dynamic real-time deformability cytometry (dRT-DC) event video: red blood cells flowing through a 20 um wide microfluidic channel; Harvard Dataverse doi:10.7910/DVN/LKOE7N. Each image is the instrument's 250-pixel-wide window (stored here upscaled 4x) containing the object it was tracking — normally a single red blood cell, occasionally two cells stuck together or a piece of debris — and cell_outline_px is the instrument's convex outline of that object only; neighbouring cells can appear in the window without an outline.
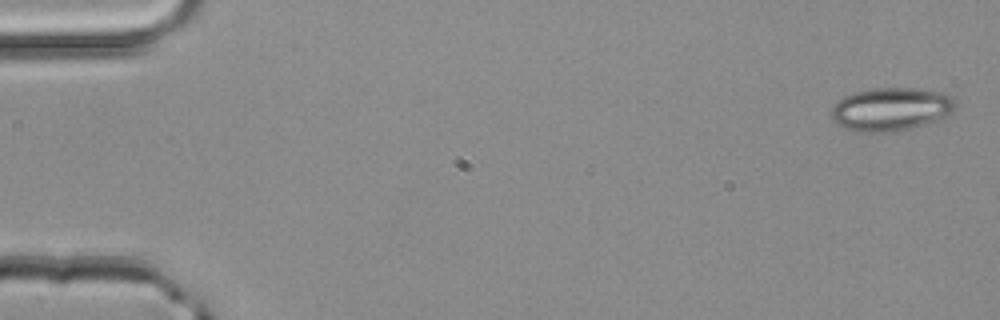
{"species": "common noctule bat (a hibernating species)", "species_latin": "Nyctalus noctula", "temperature_condition": "room temperature", "stored_images_in_passage": 3, "camera_frame_rate_fps": 3000, "um_per_image_px": 0.085, "animal": {"sex": "male", "body_mass_g": 20.4}, "frame": {"image": 1, "passage_image": 1, "time_ms": 0.0, "image_size_px": [1000, 320], "cell_outline_px": [[956, 108], [944, 120], [912, 128], [888, 132], [856, 132], [832, 120], [832, 104], [836, 100], [844, 96], [868, 88], [916, 88], [944, 92], [952, 96], [956, 100]], "centroid_in_image_um": [75.8, 9.27], "position_along_channel_um": 9.2, "area_um2": 31.91}}